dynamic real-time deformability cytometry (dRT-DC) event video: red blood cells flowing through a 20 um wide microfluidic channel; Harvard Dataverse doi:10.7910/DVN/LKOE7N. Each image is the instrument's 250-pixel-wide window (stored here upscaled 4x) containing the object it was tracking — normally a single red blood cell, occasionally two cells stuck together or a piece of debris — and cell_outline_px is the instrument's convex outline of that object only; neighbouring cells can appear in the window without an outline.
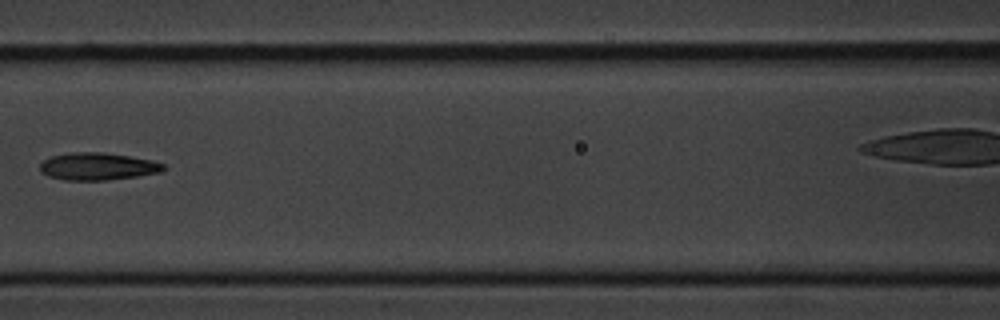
{"species": "common noctule bat (a hibernating species)", "species_latin": "Nyctalus noctula", "temperature_condition": "cold", "stored_images_in_passage": 12, "camera_frame_rate_fps": 3000, "um_per_image_px": 0.085, "animal": {"sex": "male", "body_mass_g": 20.1, "forearm_length_mm": 53.5}, "frame": {"image": 1, "passage_image": 7, "time_ms": 8.0, "image_size_px": [1000, 320], "cell_outline_px": [[168, 168], [160, 172], [136, 176], [108, 180], [64, 180], [48, 176], [40, 172], [40, 164], [44, 160], [52, 156], [68, 152], [104, 152], [152, 160], [164, 164]], "centroid_in_image_um": [8.29, 14.14], "position_along_channel_um": 158.3, "area_um2": 19.77}}
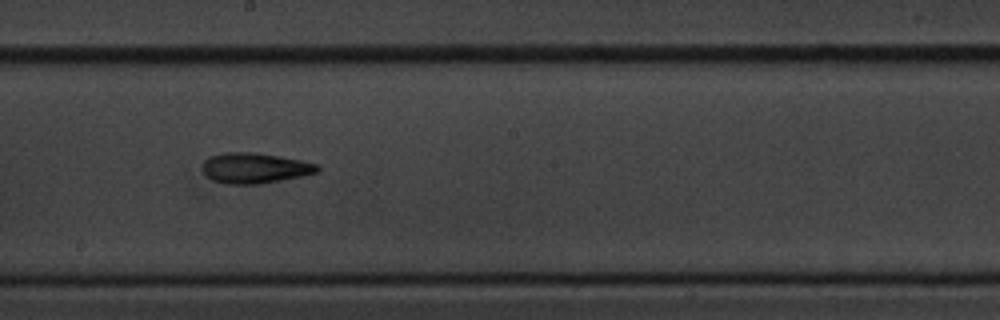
{"frame": {"image": 2, "passage_image": 9, "time_ms": 10.0, "image_size_px": [1000, 320], "cell_outline_px": [[320, 172], [304, 176], [260, 184], [224, 184], [212, 180], [204, 172], [204, 160], [212, 156], [224, 152], [256, 152], [280, 156], [320, 164]], "centroid_in_image_um": [21.72, 14.29], "position_along_channel_um": 226.5, "area_um2": 20.58}}
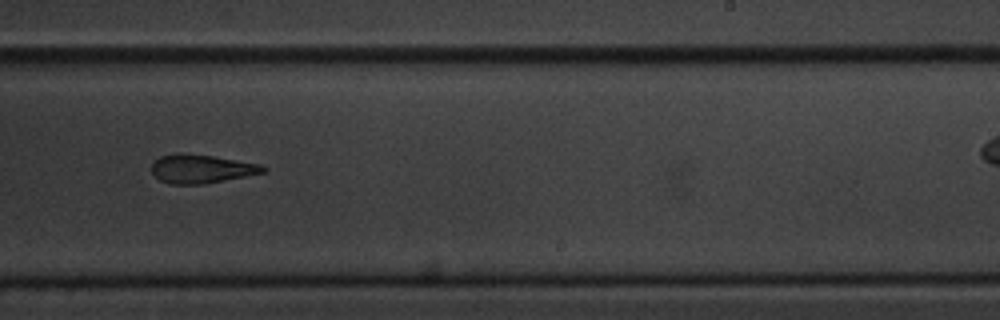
{"frame": {"image": 3, "passage_image": 10, "time_ms": 11.333, "image_size_px": [1000, 320], "cell_outline_px": [[268, 168], [264, 172], [204, 184], [168, 184], [160, 180], [152, 172], [152, 164], [160, 156], [180, 152], [184, 152], [212, 156], [260, 164]], "centroid_in_image_um": [17.08, 14.34], "position_along_channel_um": 271.9, "area_um2": 18.5}}